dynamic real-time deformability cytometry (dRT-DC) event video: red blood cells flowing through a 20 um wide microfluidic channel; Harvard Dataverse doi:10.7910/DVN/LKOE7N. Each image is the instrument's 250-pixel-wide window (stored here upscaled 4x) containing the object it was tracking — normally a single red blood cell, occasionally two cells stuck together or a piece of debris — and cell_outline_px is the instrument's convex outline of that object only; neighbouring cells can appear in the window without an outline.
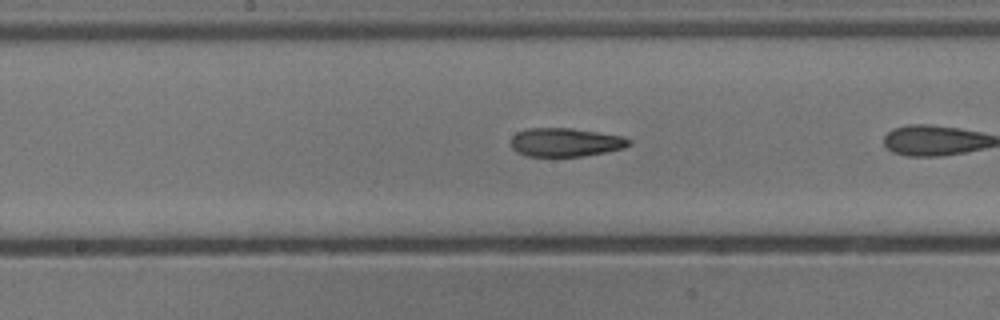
{"species": "common noctule bat (a hibernating species)", "species_latin": "Nyctalus noctula", "temperature_condition": "cold", "stored_images_in_passage": 16, "camera_frame_rate_fps": 3000, "um_per_image_px": 0.085, "animal": {"sex": "male", "body_mass_g": 13.3}, "frame": {"image": 1, "passage_image": 12, "time_ms": 3.667, "image_size_px": [1000, 320], "cell_outline_px": [[632, 144], [624, 148], [584, 156], [528, 156], [516, 152], [512, 148], [512, 136], [516, 132], [528, 128], [572, 128], [624, 136], [632, 140]], "centroid_in_image_um": [48.09, 12.09], "position_along_channel_um": 200.1, "area_um2": 19.77}}